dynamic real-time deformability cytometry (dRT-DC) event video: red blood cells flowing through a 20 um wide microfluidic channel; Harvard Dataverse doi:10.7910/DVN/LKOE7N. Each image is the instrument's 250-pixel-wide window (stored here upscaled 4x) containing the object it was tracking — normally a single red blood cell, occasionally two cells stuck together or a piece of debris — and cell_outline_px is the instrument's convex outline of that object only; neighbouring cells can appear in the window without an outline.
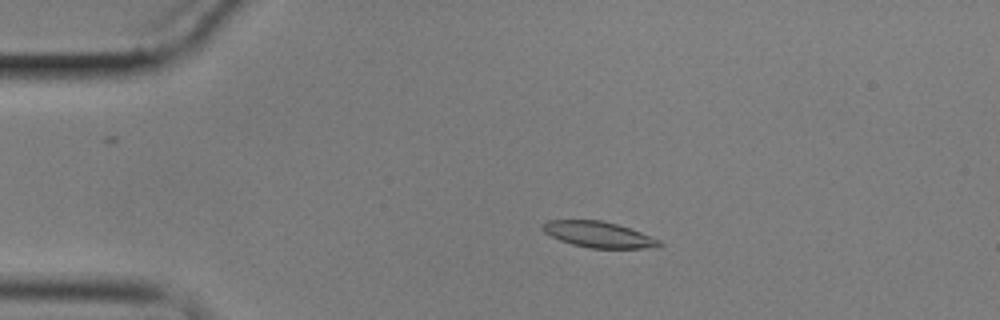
{"species": "common noctule bat (a hibernating species)", "species_latin": "Nyctalus noctula", "temperature_condition": "cold", "stored_images_in_passage": 60, "camera_frame_rate_fps": 3000, "um_per_image_px": 0.085, "animal": {"sex": "male", "body_mass_g": 17.9}, "frame": {"image": 1, "passage_image": 13, "time_ms": 4.0, "image_size_px": [1000, 320], "cell_outline_px": [[664, 244], [660, 248], [588, 248], [572, 244], [560, 240], [544, 232], [544, 224], [548, 220], [600, 220], [616, 224], [640, 232], [660, 240]], "centroid_in_image_um": [50.94, 19.95], "position_along_channel_um": 34.1, "area_um2": 17.46}}
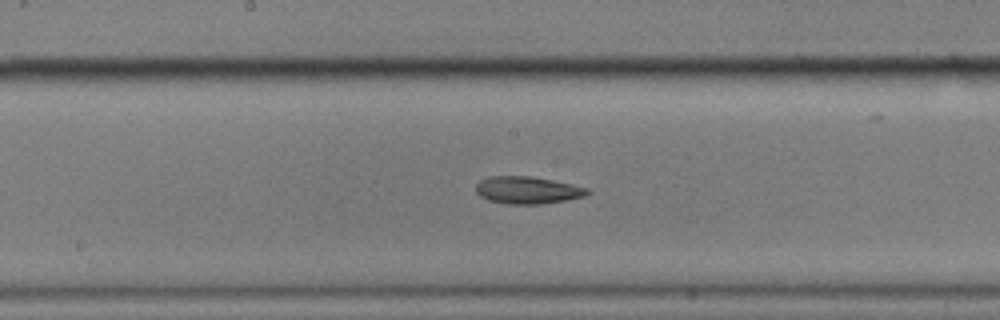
{"frame": {"image": 2, "passage_image": 32, "time_ms": 10.333, "image_size_px": [1000, 320], "cell_outline_px": [[592, 192], [584, 196], [564, 200], [540, 204], [508, 204], [488, 200], [480, 196], [476, 192], [476, 184], [480, 180], [488, 176], [532, 176], [572, 184], [588, 188]], "centroid_in_image_um": [44.82, 16.15], "position_along_channel_um": 203.4, "area_um2": 17.74}}
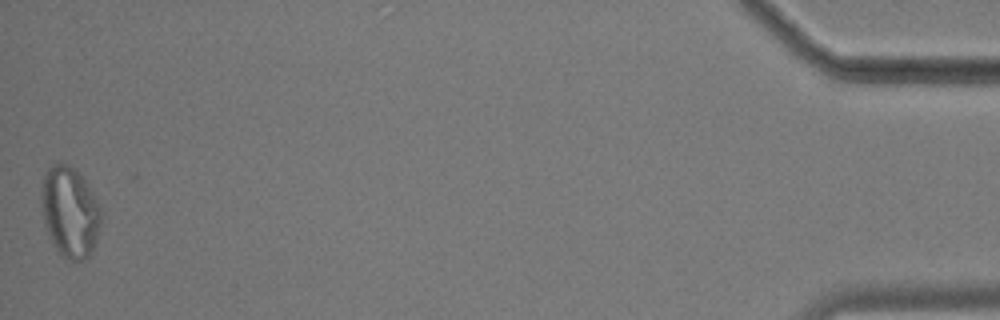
{"frame": {"image": 3, "passage_image": 60, "time_ms": 19.667, "image_size_px": [1000, 320], "cell_outline_px": [[104, 212], [100, 228], [92, 252], [88, 256], [72, 264], [60, 256], [52, 244], [48, 236], [44, 220], [40, 200], [40, 196], [44, 172], [52, 164], [60, 160], [76, 168], [92, 192]], "centroid_in_image_um": [5.94, 18.02], "position_along_channel_um": 429.3, "area_um2": 32.54}}